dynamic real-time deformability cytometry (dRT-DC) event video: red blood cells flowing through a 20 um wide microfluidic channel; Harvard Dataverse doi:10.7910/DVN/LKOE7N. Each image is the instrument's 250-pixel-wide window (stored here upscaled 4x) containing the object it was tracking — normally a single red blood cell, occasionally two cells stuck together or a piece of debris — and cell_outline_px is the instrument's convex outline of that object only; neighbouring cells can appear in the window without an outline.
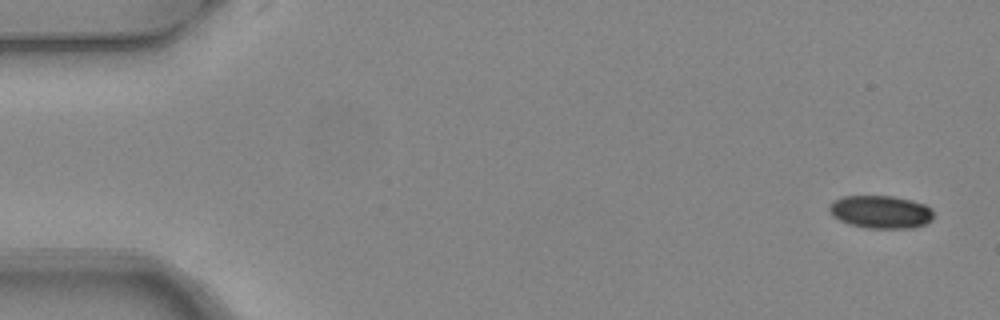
{"species": "common noctule bat (a hibernating species)", "species_latin": "Nyctalus noctula", "temperature_condition": "warm", "stored_images_in_passage": 4, "camera_frame_rate_fps": 3000, "um_per_image_px": 0.085, "animal": {"sex": "female", "body_mass_g": 24.6, "forearm_length_mm": 56.2}, "frame": {"image": 1, "passage_image": 1, "time_ms": 0.0, "image_size_px": [1000, 320], "cell_outline_px": [[932, 220], [924, 224], [912, 228], [868, 228], [848, 224], [832, 216], [828, 212], [828, 204], [832, 200], [844, 196], [892, 196], [912, 200], [924, 204], [932, 208]], "centroid_in_image_um": [74.81, 18.0], "position_along_channel_um": 10.2, "area_um2": 20.17}}
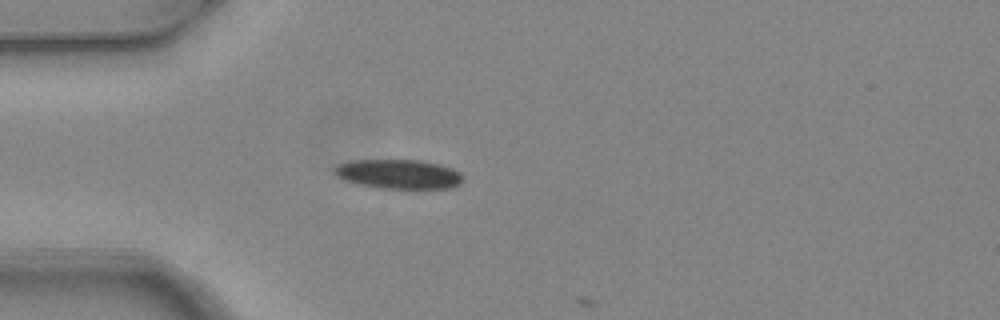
{"frame": {"image": 2, "passage_image": 4, "time_ms": 1.0, "image_size_px": [1000, 320], "cell_outline_px": [[460, 184], [452, 188], [376, 188], [356, 184], [344, 180], [336, 176], [332, 172], [332, 168], [336, 164], [348, 160], [420, 160], [440, 164], [452, 168], [460, 172]], "centroid_in_image_um": [33.79, 14.79], "position_along_channel_um": 51.2, "area_um2": 22.25}}